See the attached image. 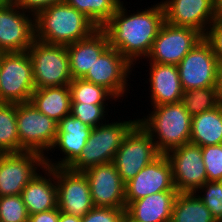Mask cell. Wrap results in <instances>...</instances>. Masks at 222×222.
Listing matches in <instances>:
<instances>
[{
    "instance_id": "cell-40",
    "label": "cell",
    "mask_w": 222,
    "mask_h": 222,
    "mask_svg": "<svg viewBox=\"0 0 222 222\" xmlns=\"http://www.w3.org/2000/svg\"><path fill=\"white\" fill-rule=\"evenodd\" d=\"M58 222H81V217L65 214L60 211Z\"/></svg>"
},
{
    "instance_id": "cell-23",
    "label": "cell",
    "mask_w": 222,
    "mask_h": 222,
    "mask_svg": "<svg viewBox=\"0 0 222 222\" xmlns=\"http://www.w3.org/2000/svg\"><path fill=\"white\" fill-rule=\"evenodd\" d=\"M73 79H82L98 57L109 47L106 32L98 28L89 37L66 46Z\"/></svg>"
},
{
    "instance_id": "cell-2",
    "label": "cell",
    "mask_w": 222,
    "mask_h": 222,
    "mask_svg": "<svg viewBox=\"0 0 222 222\" xmlns=\"http://www.w3.org/2000/svg\"><path fill=\"white\" fill-rule=\"evenodd\" d=\"M98 27L65 2L54 4L35 16V39L56 45H69L89 37Z\"/></svg>"
},
{
    "instance_id": "cell-6",
    "label": "cell",
    "mask_w": 222,
    "mask_h": 222,
    "mask_svg": "<svg viewBox=\"0 0 222 222\" xmlns=\"http://www.w3.org/2000/svg\"><path fill=\"white\" fill-rule=\"evenodd\" d=\"M34 90L32 62L28 52L1 53L0 103L30 102Z\"/></svg>"
},
{
    "instance_id": "cell-28",
    "label": "cell",
    "mask_w": 222,
    "mask_h": 222,
    "mask_svg": "<svg viewBox=\"0 0 222 222\" xmlns=\"http://www.w3.org/2000/svg\"><path fill=\"white\" fill-rule=\"evenodd\" d=\"M67 5L89 18L102 28L116 12L121 0H64Z\"/></svg>"
},
{
    "instance_id": "cell-21",
    "label": "cell",
    "mask_w": 222,
    "mask_h": 222,
    "mask_svg": "<svg viewBox=\"0 0 222 222\" xmlns=\"http://www.w3.org/2000/svg\"><path fill=\"white\" fill-rule=\"evenodd\" d=\"M41 170L27 183L21 193L29 215L57 208L55 168L44 166Z\"/></svg>"
},
{
    "instance_id": "cell-22",
    "label": "cell",
    "mask_w": 222,
    "mask_h": 222,
    "mask_svg": "<svg viewBox=\"0 0 222 222\" xmlns=\"http://www.w3.org/2000/svg\"><path fill=\"white\" fill-rule=\"evenodd\" d=\"M178 191H161L132 201L125 216L132 222H171L172 209Z\"/></svg>"
},
{
    "instance_id": "cell-43",
    "label": "cell",
    "mask_w": 222,
    "mask_h": 222,
    "mask_svg": "<svg viewBox=\"0 0 222 222\" xmlns=\"http://www.w3.org/2000/svg\"><path fill=\"white\" fill-rule=\"evenodd\" d=\"M122 222H132V221H130V220L125 216Z\"/></svg>"
},
{
    "instance_id": "cell-13",
    "label": "cell",
    "mask_w": 222,
    "mask_h": 222,
    "mask_svg": "<svg viewBox=\"0 0 222 222\" xmlns=\"http://www.w3.org/2000/svg\"><path fill=\"white\" fill-rule=\"evenodd\" d=\"M35 40V16L16 3L0 6V52H27Z\"/></svg>"
},
{
    "instance_id": "cell-11",
    "label": "cell",
    "mask_w": 222,
    "mask_h": 222,
    "mask_svg": "<svg viewBox=\"0 0 222 222\" xmlns=\"http://www.w3.org/2000/svg\"><path fill=\"white\" fill-rule=\"evenodd\" d=\"M203 38L204 35L197 29L176 27L164 22L146 57V63L178 65Z\"/></svg>"
},
{
    "instance_id": "cell-36",
    "label": "cell",
    "mask_w": 222,
    "mask_h": 222,
    "mask_svg": "<svg viewBox=\"0 0 222 222\" xmlns=\"http://www.w3.org/2000/svg\"><path fill=\"white\" fill-rule=\"evenodd\" d=\"M212 45L219 63H222V15H217L204 36Z\"/></svg>"
},
{
    "instance_id": "cell-5",
    "label": "cell",
    "mask_w": 222,
    "mask_h": 222,
    "mask_svg": "<svg viewBox=\"0 0 222 222\" xmlns=\"http://www.w3.org/2000/svg\"><path fill=\"white\" fill-rule=\"evenodd\" d=\"M35 89L66 86L73 80L65 45L48 44L35 39L28 49Z\"/></svg>"
},
{
    "instance_id": "cell-29",
    "label": "cell",
    "mask_w": 222,
    "mask_h": 222,
    "mask_svg": "<svg viewBox=\"0 0 222 222\" xmlns=\"http://www.w3.org/2000/svg\"><path fill=\"white\" fill-rule=\"evenodd\" d=\"M71 103L109 104L117 99L104 87L85 81L73 79L69 84ZM107 101V102H106Z\"/></svg>"
},
{
    "instance_id": "cell-7",
    "label": "cell",
    "mask_w": 222,
    "mask_h": 222,
    "mask_svg": "<svg viewBox=\"0 0 222 222\" xmlns=\"http://www.w3.org/2000/svg\"><path fill=\"white\" fill-rule=\"evenodd\" d=\"M20 152L33 151L46 156L57 136V122L40 112L30 102L16 104Z\"/></svg>"
},
{
    "instance_id": "cell-35",
    "label": "cell",
    "mask_w": 222,
    "mask_h": 222,
    "mask_svg": "<svg viewBox=\"0 0 222 222\" xmlns=\"http://www.w3.org/2000/svg\"><path fill=\"white\" fill-rule=\"evenodd\" d=\"M125 208L94 207L83 217L81 222H122Z\"/></svg>"
},
{
    "instance_id": "cell-24",
    "label": "cell",
    "mask_w": 222,
    "mask_h": 222,
    "mask_svg": "<svg viewBox=\"0 0 222 222\" xmlns=\"http://www.w3.org/2000/svg\"><path fill=\"white\" fill-rule=\"evenodd\" d=\"M30 103L55 122L71 114V93L69 85L35 89Z\"/></svg>"
},
{
    "instance_id": "cell-14",
    "label": "cell",
    "mask_w": 222,
    "mask_h": 222,
    "mask_svg": "<svg viewBox=\"0 0 222 222\" xmlns=\"http://www.w3.org/2000/svg\"><path fill=\"white\" fill-rule=\"evenodd\" d=\"M93 128L69 114L57 123L56 140L45 156V166L51 168H69L81 155ZM60 151L62 157L51 158V152ZM49 155V156H48Z\"/></svg>"
},
{
    "instance_id": "cell-3",
    "label": "cell",
    "mask_w": 222,
    "mask_h": 222,
    "mask_svg": "<svg viewBox=\"0 0 222 222\" xmlns=\"http://www.w3.org/2000/svg\"><path fill=\"white\" fill-rule=\"evenodd\" d=\"M137 123L152 137L160 154L190 143L192 116L181 102L150 106ZM150 113V114H149Z\"/></svg>"
},
{
    "instance_id": "cell-17",
    "label": "cell",
    "mask_w": 222,
    "mask_h": 222,
    "mask_svg": "<svg viewBox=\"0 0 222 222\" xmlns=\"http://www.w3.org/2000/svg\"><path fill=\"white\" fill-rule=\"evenodd\" d=\"M165 22L176 27L197 29L204 36L216 19L214 0H161Z\"/></svg>"
},
{
    "instance_id": "cell-27",
    "label": "cell",
    "mask_w": 222,
    "mask_h": 222,
    "mask_svg": "<svg viewBox=\"0 0 222 222\" xmlns=\"http://www.w3.org/2000/svg\"><path fill=\"white\" fill-rule=\"evenodd\" d=\"M20 152L16 104L0 103V154Z\"/></svg>"
},
{
    "instance_id": "cell-37",
    "label": "cell",
    "mask_w": 222,
    "mask_h": 222,
    "mask_svg": "<svg viewBox=\"0 0 222 222\" xmlns=\"http://www.w3.org/2000/svg\"><path fill=\"white\" fill-rule=\"evenodd\" d=\"M64 0H16V4L25 12L36 16L39 12Z\"/></svg>"
},
{
    "instance_id": "cell-34",
    "label": "cell",
    "mask_w": 222,
    "mask_h": 222,
    "mask_svg": "<svg viewBox=\"0 0 222 222\" xmlns=\"http://www.w3.org/2000/svg\"><path fill=\"white\" fill-rule=\"evenodd\" d=\"M207 181H222V143L201 147Z\"/></svg>"
},
{
    "instance_id": "cell-18",
    "label": "cell",
    "mask_w": 222,
    "mask_h": 222,
    "mask_svg": "<svg viewBox=\"0 0 222 222\" xmlns=\"http://www.w3.org/2000/svg\"><path fill=\"white\" fill-rule=\"evenodd\" d=\"M161 191H177L172 166L166 154H160L133 179L125 183L126 206L132 201Z\"/></svg>"
},
{
    "instance_id": "cell-26",
    "label": "cell",
    "mask_w": 222,
    "mask_h": 222,
    "mask_svg": "<svg viewBox=\"0 0 222 222\" xmlns=\"http://www.w3.org/2000/svg\"><path fill=\"white\" fill-rule=\"evenodd\" d=\"M171 222H216L210 210L194 193H178Z\"/></svg>"
},
{
    "instance_id": "cell-4",
    "label": "cell",
    "mask_w": 222,
    "mask_h": 222,
    "mask_svg": "<svg viewBox=\"0 0 222 222\" xmlns=\"http://www.w3.org/2000/svg\"><path fill=\"white\" fill-rule=\"evenodd\" d=\"M118 121L111 119L106 123L94 127L90 133L87 143L82 148L80 157L69 167L72 171L83 172L84 170L112 162L117 150L122 144L125 135L137 123L138 118Z\"/></svg>"
},
{
    "instance_id": "cell-41",
    "label": "cell",
    "mask_w": 222,
    "mask_h": 222,
    "mask_svg": "<svg viewBox=\"0 0 222 222\" xmlns=\"http://www.w3.org/2000/svg\"><path fill=\"white\" fill-rule=\"evenodd\" d=\"M16 3V0H0V6L10 5Z\"/></svg>"
},
{
    "instance_id": "cell-8",
    "label": "cell",
    "mask_w": 222,
    "mask_h": 222,
    "mask_svg": "<svg viewBox=\"0 0 222 222\" xmlns=\"http://www.w3.org/2000/svg\"><path fill=\"white\" fill-rule=\"evenodd\" d=\"M132 70L134 72L135 67L116 49L109 46L82 79L104 87L122 103L123 97L127 98L129 89L132 88L128 82L131 75L135 76Z\"/></svg>"
},
{
    "instance_id": "cell-16",
    "label": "cell",
    "mask_w": 222,
    "mask_h": 222,
    "mask_svg": "<svg viewBox=\"0 0 222 222\" xmlns=\"http://www.w3.org/2000/svg\"><path fill=\"white\" fill-rule=\"evenodd\" d=\"M57 207L59 211L78 217L88 213L94 204L87 177L69 168H55Z\"/></svg>"
},
{
    "instance_id": "cell-19",
    "label": "cell",
    "mask_w": 222,
    "mask_h": 222,
    "mask_svg": "<svg viewBox=\"0 0 222 222\" xmlns=\"http://www.w3.org/2000/svg\"><path fill=\"white\" fill-rule=\"evenodd\" d=\"M83 173L88 179L95 207L126 208L125 183L113 161L92 166Z\"/></svg>"
},
{
    "instance_id": "cell-39",
    "label": "cell",
    "mask_w": 222,
    "mask_h": 222,
    "mask_svg": "<svg viewBox=\"0 0 222 222\" xmlns=\"http://www.w3.org/2000/svg\"><path fill=\"white\" fill-rule=\"evenodd\" d=\"M217 92L220 103L222 104V63L218 65V74H217Z\"/></svg>"
},
{
    "instance_id": "cell-20",
    "label": "cell",
    "mask_w": 222,
    "mask_h": 222,
    "mask_svg": "<svg viewBox=\"0 0 222 222\" xmlns=\"http://www.w3.org/2000/svg\"><path fill=\"white\" fill-rule=\"evenodd\" d=\"M150 66L146 83L148 87L149 101L151 106H158L167 103H177L181 101L183 89L181 86L177 65L147 63ZM149 82V83H148Z\"/></svg>"
},
{
    "instance_id": "cell-12",
    "label": "cell",
    "mask_w": 222,
    "mask_h": 222,
    "mask_svg": "<svg viewBox=\"0 0 222 222\" xmlns=\"http://www.w3.org/2000/svg\"><path fill=\"white\" fill-rule=\"evenodd\" d=\"M44 166L45 157L33 151L0 154V197L21 195Z\"/></svg>"
},
{
    "instance_id": "cell-31",
    "label": "cell",
    "mask_w": 222,
    "mask_h": 222,
    "mask_svg": "<svg viewBox=\"0 0 222 222\" xmlns=\"http://www.w3.org/2000/svg\"><path fill=\"white\" fill-rule=\"evenodd\" d=\"M108 106V104L71 103V114L84 124L94 128L106 123L107 117H112L111 114L108 115L110 112Z\"/></svg>"
},
{
    "instance_id": "cell-30",
    "label": "cell",
    "mask_w": 222,
    "mask_h": 222,
    "mask_svg": "<svg viewBox=\"0 0 222 222\" xmlns=\"http://www.w3.org/2000/svg\"><path fill=\"white\" fill-rule=\"evenodd\" d=\"M180 102L191 116L214 109L221 104L216 86L183 91Z\"/></svg>"
},
{
    "instance_id": "cell-33",
    "label": "cell",
    "mask_w": 222,
    "mask_h": 222,
    "mask_svg": "<svg viewBox=\"0 0 222 222\" xmlns=\"http://www.w3.org/2000/svg\"><path fill=\"white\" fill-rule=\"evenodd\" d=\"M29 214L21 195L0 197V222H28Z\"/></svg>"
},
{
    "instance_id": "cell-15",
    "label": "cell",
    "mask_w": 222,
    "mask_h": 222,
    "mask_svg": "<svg viewBox=\"0 0 222 222\" xmlns=\"http://www.w3.org/2000/svg\"><path fill=\"white\" fill-rule=\"evenodd\" d=\"M173 181L178 193H194L207 181L201 147L187 143L169 151Z\"/></svg>"
},
{
    "instance_id": "cell-1",
    "label": "cell",
    "mask_w": 222,
    "mask_h": 222,
    "mask_svg": "<svg viewBox=\"0 0 222 222\" xmlns=\"http://www.w3.org/2000/svg\"><path fill=\"white\" fill-rule=\"evenodd\" d=\"M124 4L121 1L102 29L108 36L109 46L116 49L136 68L135 65L140 64L139 60L146 61L165 22L164 8L161 2H156L144 9L138 7L136 12L131 13Z\"/></svg>"
},
{
    "instance_id": "cell-9",
    "label": "cell",
    "mask_w": 222,
    "mask_h": 222,
    "mask_svg": "<svg viewBox=\"0 0 222 222\" xmlns=\"http://www.w3.org/2000/svg\"><path fill=\"white\" fill-rule=\"evenodd\" d=\"M159 155L152 137L136 123L125 135L113 162L120 178L127 183Z\"/></svg>"
},
{
    "instance_id": "cell-10",
    "label": "cell",
    "mask_w": 222,
    "mask_h": 222,
    "mask_svg": "<svg viewBox=\"0 0 222 222\" xmlns=\"http://www.w3.org/2000/svg\"><path fill=\"white\" fill-rule=\"evenodd\" d=\"M218 59L204 37L177 65L183 91L217 85Z\"/></svg>"
},
{
    "instance_id": "cell-42",
    "label": "cell",
    "mask_w": 222,
    "mask_h": 222,
    "mask_svg": "<svg viewBox=\"0 0 222 222\" xmlns=\"http://www.w3.org/2000/svg\"><path fill=\"white\" fill-rule=\"evenodd\" d=\"M217 13L218 15H222V0L217 4Z\"/></svg>"
},
{
    "instance_id": "cell-38",
    "label": "cell",
    "mask_w": 222,
    "mask_h": 222,
    "mask_svg": "<svg viewBox=\"0 0 222 222\" xmlns=\"http://www.w3.org/2000/svg\"><path fill=\"white\" fill-rule=\"evenodd\" d=\"M60 211L59 208L51 209L45 212H38L29 215L28 222H58Z\"/></svg>"
},
{
    "instance_id": "cell-32",
    "label": "cell",
    "mask_w": 222,
    "mask_h": 222,
    "mask_svg": "<svg viewBox=\"0 0 222 222\" xmlns=\"http://www.w3.org/2000/svg\"><path fill=\"white\" fill-rule=\"evenodd\" d=\"M194 194L210 210L216 222H222V181H206Z\"/></svg>"
},
{
    "instance_id": "cell-25",
    "label": "cell",
    "mask_w": 222,
    "mask_h": 222,
    "mask_svg": "<svg viewBox=\"0 0 222 222\" xmlns=\"http://www.w3.org/2000/svg\"><path fill=\"white\" fill-rule=\"evenodd\" d=\"M190 143L200 147L222 143V104L192 116Z\"/></svg>"
}]
</instances>
